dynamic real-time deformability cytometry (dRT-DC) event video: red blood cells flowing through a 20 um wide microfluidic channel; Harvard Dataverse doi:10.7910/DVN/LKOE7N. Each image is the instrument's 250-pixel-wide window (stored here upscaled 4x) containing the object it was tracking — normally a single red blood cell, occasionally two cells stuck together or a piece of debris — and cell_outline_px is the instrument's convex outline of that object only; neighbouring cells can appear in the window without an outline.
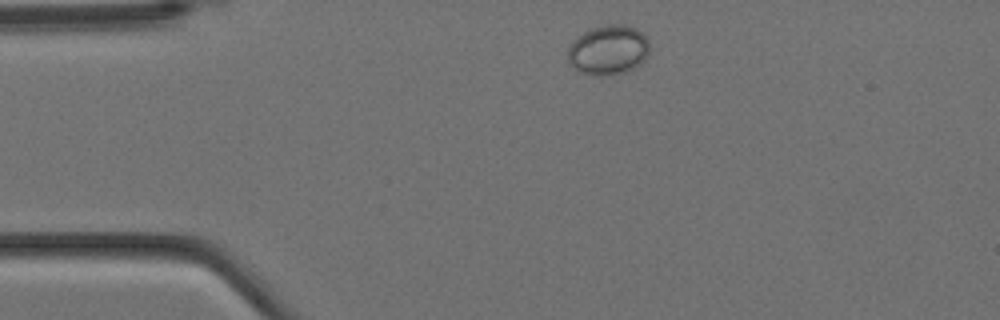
{"species": "Egyptian fruit bat (a non-hibernating species)", "species_latin": "Rousettus aegyptiacus", "temperature_condition": "cold", "stored_images_in_passage": 3, "camera_frame_rate_fps": 3000, "um_per_image_px": 0.085, "animal": {"sex": "female"}, "frame": {"image": 1, "passage_image": 1, "time_ms": 0.0, "image_size_px": [1000, 320], "cell_outline_px": [[648, 56], [636, 68], [624, 72], [580, 72], [568, 64], [568, 48], [572, 40], [576, 36], [592, 28], [608, 24], [624, 24], [636, 28], [644, 32], [648, 36]], "centroid_in_image_um": [51.73, 4.18], "position_along_channel_um": 33.3, "area_um2": 23.41}}